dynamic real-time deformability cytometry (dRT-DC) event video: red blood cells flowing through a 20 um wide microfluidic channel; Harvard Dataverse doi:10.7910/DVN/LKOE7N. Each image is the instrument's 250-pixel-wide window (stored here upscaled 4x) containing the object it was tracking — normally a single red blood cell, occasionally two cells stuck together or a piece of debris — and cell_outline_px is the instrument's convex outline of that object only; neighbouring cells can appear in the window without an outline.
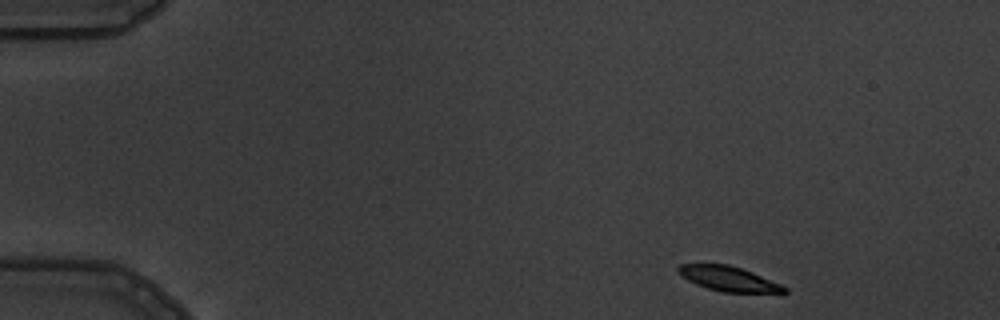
{"species": "common noctule bat (a hibernating species)", "species_latin": "Nyctalus noctula", "temperature_condition": "warm", "stored_images_in_passage": 5, "camera_frame_rate_fps": 3000, "um_per_image_px": 0.085, "animal": {"sex": "male", "body_mass_g": 19.5, "forearm_length_mm": 54.6}, "frame": {"image": 1, "passage_image": 1, "time_ms": 0.0, "image_size_px": [1000, 320], "cell_outline_px": [[788, 292], [784, 296], [724, 292], [708, 288], [696, 284], [688, 280], [676, 268], [680, 264], [728, 264], [752, 272], [780, 284], [788, 288]], "centroid_in_image_um": [62.11, 23.76], "position_along_channel_um": 22.9, "area_um2": 15.84}}